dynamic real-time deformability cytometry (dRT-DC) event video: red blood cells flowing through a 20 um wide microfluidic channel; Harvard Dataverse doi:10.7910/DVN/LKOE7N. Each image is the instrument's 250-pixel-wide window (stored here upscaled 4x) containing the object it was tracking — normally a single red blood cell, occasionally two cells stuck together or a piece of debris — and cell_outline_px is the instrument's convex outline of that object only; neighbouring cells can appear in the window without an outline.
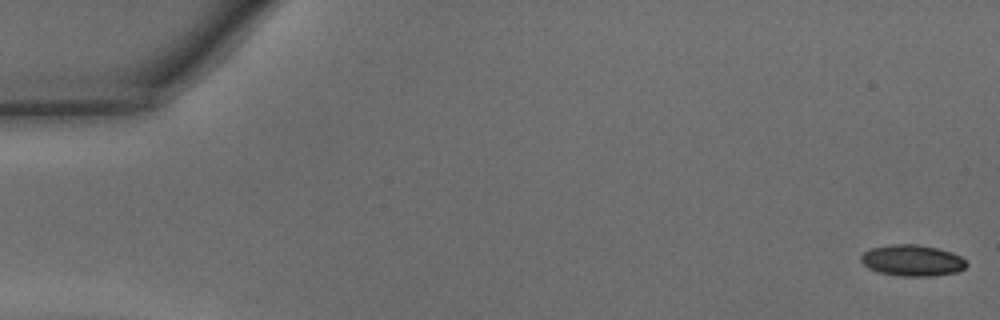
{"species": "common noctule bat (a hibernating species)", "species_latin": "Nyctalus noctula", "temperature_condition": "warm", "stored_images_in_passage": 11, "camera_frame_rate_fps": 3000, "um_per_image_px": 0.085, "animal": {"sex": "male", "body_mass_g": 15.6}, "frame": {"image": 1, "passage_image": 1, "time_ms": 0.0, "image_size_px": [1000, 320], "cell_outline_px": [[968, 264], [964, 268], [956, 272], [936, 276], [904, 276], [880, 272], [868, 268], [860, 260], [860, 256], [864, 252], [872, 248], [888, 244], [916, 244], [936, 248], [952, 252], [960, 256]], "centroid_in_image_um": [77.54, 22.13], "position_along_channel_um": 7.5, "area_um2": 19.13}}